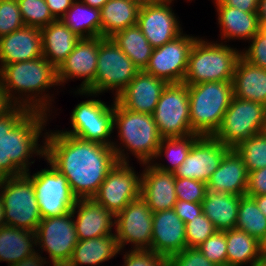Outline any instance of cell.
I'll use <instances>...</instances> for the list:
<instances>
[{"instance_id": "cell-1", "label": "cell", "mask_w": 266, "mask_h": 266, "mask_svg": "<svg viewBox=\"0 0 266 266\" xmlns=\"http://www.w3.org/2000/svg\"><path fill=\"white\" fill-rule=\"evenodd\" d=\"M43 138L44 160L66 177L77 199L93 198L118 162L112 146L85 141L61 130L46 131Z\"/></svg>"}, {"instance_id": "cell-2", "label": "cell", "mask_w": 266, "mask_h": 266, "mask_svg": "<svg viewBox=\"0 0 266 266\" xmlns=\"http://www.w3.org/2000/svg\"><path fill=\"white\" fill-rule=\"evenodd\" d=\"M47 116L50 115L15 106L0 117V165L11 176L28 173L35 162V159L30 162L34 154L44 158V141L41 145L38 140L43 135L49 119Z\"/></svg>"}, {"instance_id": "cell-3", "label": "cell", "mask_w": 266, "mask_h": 266, "mask_svg": "<svg viewBox=\"0 0 266 266\" xmlns=\"http://www.w3.org/2000/svg\"><path fill=\"white\" fill-rule=\"evenodd\" d=\"M0 82L16 106H23L48 115L50 111L52 113L50 106L54 99L45 92L59 85L56 69L45 57L3 66L0 69Z\"/></svg>"}, {"instance_id": "cell-4", "label": "cell", "mask_w": 266, "mask_h": 266, "mask_svg": "<svg viewBox=\"0 0 266 266\" xmlns=\"http://www.w3.org/2000/svg\"><path fill=\"white\" fill-rule=\"evenodd\" d=\"M113 128L118 129L117 137L122 142L120 146L116 142L112 145L118 162L130 163L129 153L134 155L140 164L155 161L162 137L152 114L125 109L114 98ZM122 146L125 149H122ZM125 150L130 152L125 153Z\"/></svg>"}, {"instance_id": "cell-5", "label": "cell", "mask_w": 266, "mask_h": 266, "mask_svg": "<svg viewBox=\"0 0 266 266\" xmlns=\"http://www.w3.org/2000/svg\"><path fill=\"white\" fill-rule=\"evenodd\" d=\"M241 50L197 38L190 50L187 71L183 80L186 85L203 82L232 81Z\"/></svg>"}, {"instance_id": "cell-6", "label": "cell", "mask_w": 266, "mask_h": 266, "mask_svg": "<svg viewBox=\"0 0 266 266\" xmlns=\"http://www.w3.org/2000/svg\"><path fill=\"white\" fill-rule=\"evenodd\" d=\"M190 126L199 136H213L233 97L232 81L188 85Z\"/></svg>"}, {"instance_id": "cell-7", "label": "cell", "mask_w": 266, "mask_h": 266, "mask_svg": "<svg viewBox=\"0 0 266 266\" xmlns=\"http://www.w3.org/2000/svg\"><path fill=\"white\" fill-rule=\"evenodd\" d=\"M138 71L139 69L111 37H102L99 41L95 80L85 91L77 90L74 93L96 97L108 90H115L116 97Z\"/></svg>"}, {"instance_id": "cell-8", "label": "cell", "mask_w": 266, "mask_h": 266, "mask_svg": "<svg viewBox=\"0 0 266 266\" xmlns=\"http://www.w3.org/2000/svg\"><path fill=\"white\" fill-rule=\"evenodd\" d=\"M5 225L36 232L42 217L33 182L25 175L12 176L0 183Z\"/></svg>"}, {"instance_id": "cell-9", "label": "cell", "mask_w": 266, "mask_h": 266, "mask_svg": "<svg viewBox=\"0 0 266 266\" xmlns=\"http://www.w3.org/2000/svg\"><path fill=\"white\" fill-rule=\"evenodd\" d=\"M265 122L266 106L233 96L213 137L233 149L242 140L262 133Z\"/></svg>"}, {"instance_id": "cell-10", "label": "cell", "mask_w": 266, "mask_h": 266, "mask_svg": "<svg viewBox=\"0 0 266 266\" xmlns=\"http://www.w3.org/2000/svg\"><path fill=\"white\" fill-rule=\"evenodd\" d=\"M189 92L185 83H168L153 115L162 138L195 134L190 126Z\"/></svg>"}, {"instance_id": "cell-11", "label": "cell", "mask_w": 266, "mask_h": 266, "mask_svg": "<svg viewBox=\"0 0 266 266\" xmlns=\"http://www.w3.org/2000/svg\"><path fill=\"white\" fill-rule=\"evenodd\" d=\"M107 105L99 99L82 101L75 106L71 114L73 129L61 132L80 138L85 141L112 146L111 134L114 132L113 115L114 101ZM110 137V139L108 138Z\"/></svg>"}, {"instance_id": "cell-12", "label": "cell", "mask_w": 266, "mask_h": 266, "mask_svg": "<svg viewBox=\"0 0 266 266\" xmlns=\"http://www.w3.org/2000/svg\"><path fill=\"white\" fill-rule=\"evenodd\" d=\"M49 167L33 175L31 172L25 174L33 182L42 218L62 216L71 212L77 200L66 177L50 163Z\"/></svg>"}, {"instance_id": "cell-13", "label": "cell", "mask_w": 266, "mask_h": 266, "mask_svg": "<svg viewBox=\"0 0 266 266\" xmlns=\"http://www.w3.org/2000/svg\"><path fill=\"white\" fill-rule=\"evenodd\" d=\"M36 245L48 253L49 266H66L73 254L78 237L74 216L68 212L62 216L42 218L36 230Z\"/></svg>"}, {"instance_id": "cell-14", "label": "cell", "mask_w": 266, "mask_h": 266, "mask_svg": "<svg viewBox=\"0 0 266 266\" xmlns=\"http://www.w3.org/2000/svg\"><path fill=\"white\" fill-rule=\"evenodd\" d=\"M115 236L120 251L127 243L132 250H150L152 243L153 212L139 196L115 215Z\"/></svg>"}, {"instance_id": "cell-15", "label": "cell", "mask_w": 266, "mask_h": 266, "mask_svg": "<svg viewBox=\"0 0 266 266\" xmlns=\"http://www.w3.org/2000/svg\"><path fill=\"white\" fill-rule=\"evenodd\" d=\"M141 175L129 163L117 162L108 172L93 199L117 215L140 196Z\"/></svg>"}, {"instance_id": "cell-16", "label": "cell", "mask_w": 266, "mask_h": 266, "mask_svg": "<svg viewBox=\"0 0 266 266\" xmlns=\"http://www.w3.org/2000/svg\"><path fill=\"white\" fill-rule=\"evenodd\" d=\"M197 38L182 33L161 47L153 49L145 71L167 83H183L189 53Z\"/></svg>"}, {"instance_id": "cell-17", "label": "cell", "mask_w": 266, "mask_h": 266, "mask_svg": "<svg viewBox=\"0 0 266 266\" xmlns=\"http://www.w3.org/2000/svg\"><path fill=\"white\" fill-rule=\"evenodd\" d=\"M229 150V147L213 136H199L194 141L186 159L174 171V175L207 184Z\"/></svg>"}, {"instance_id": "cell-18", "label": "cell", "mask_w": 266, "mask_h": 266, "mask_svg": "<svg viewBox=\"0 0 266 266\" xmlns=\"http://www.w3.org/2000/svg\"><path fill=\"white\" fill-rule=\"evenodd\" d=\"M172 1L174 0L140 6L137 26L154 49L183 33L180 21L172 9Z\"/></svg>"}, {"instance_id": "cell-19", "label": "cell", "mask_w": 266, "mask_h": 266, "mask_svg": "<svg viewBox=\"0 0 266 266\" xmlns=\"http://www.w3.org/2000/svg\"><path fill=\"white\" fill-rule=\"evenodd\" d=\"M102 37L80 38L73 51L56 69L57 84L63 86L73 78L84 79L79 91H85L95 80L99 41Z\"/></svg>"}, {"instance_id": "cell-20", "label": "cell", "mask_w": 266, "mask_h": 266, "mask_svg": "<svg viewBox=\"0 0 266 266\" xmlns=\"http://www.w3.org/2000/svg\"><path fill=\"white\" fill-rule=\"evenodd\" d=\"M167 82L145 70H139L115 100L125 109L153 114Z\"/></svg>"}, {"instance_id": "cell-21", "label": "cell", "mask_w": 266, "mask_h": 266, "mask_svg": "<svg viewBox=\"0 0 266 266\" xmlns=\"http://www.w3.org/2000/svg\"><path fill=\"white\" fill-rule=\"evenodd\" d=\"M186 246L185 223L173 209L153 212L152 243L150 251L169 258Z\"/></svg>"}, {"instance_id": "cell-22", "label": "cell", "mask_w": 266, "mask_h": 266, "mask_svg": "<svg viewBox=\"0 0 266 266\" xmlns=\"http://www.w3.org/2000/svg\"><path fill=\"white\" fill-rule=\"evenodd\" d=\"M145 165L141 175L140 196L146 201L152 212L173 209L177 196L175 192V175L164 172L151 163Z\"/></svg>"}, {"instance_id": "cell-23", "label": "cell", "mask_w": 266, "mask_h": 266, "mask_svg": "<svg viewBox=\"0 0 266 266\" xmlns=\"http://www.w3.org/2000/svg\"><path fill=\"white\" fill-rule=\"evenodd\" d=\"M72 214L78 240L115 234L112 233V227L115 226V215L93 198L77 199ZM75 214H77L76 218Z\"/></svg>"}, {"instance_id": "cell-24", "label": "cell", "mask_w": 266, "mask_h": 266, "mask_svg": "<svg viewBox=\"0 0 266 266\" xmlns=\"http://www.w3.org/2000/svg\"><path fill=\"white\" fill-rule=\"evenodd\" d=\"M43 56L41 30L23 26L0 38V69L15 62Z\"/></svg>"}, {"instance_id": "cell-25", "label": "cell", "mask_w": 266, "mask_h": 266, "mask_svg": "<svg viewBox=\"0 0 266 266\" xmlns=\"http://www.w3.org/2000/svg\"><path fill=\"white\" fill-rule=\"evenodd\" d=\"M249 172L243 159L234 149L222 158L219 167L207 182V188L231 195H246Z\"/></svg>"}, {"instance_id": "cell-26", "label": "cell", "mask_w": 266, "mask_h": 266, "mask_svg": "<svg viewBox=\"0 0 266 266\" xmlns=\"http://www.w3.org/2000/svg\"><path fill=\"white\" fill-rule=\"evenodd\" d=\"M233 96L266 106V70L248 63L242 57L237 61L233 75Z\"/></svg>"}, {"instance_id": "cell-27", "label": "cell", "mask_w": 266, "mask_h": 266, "mask_svg": "<svg viewBox=\"0 0 266 266\" xmlns=\"http://www.w3.org/2000/svg\"><path fill=\"white\" fill-rule=\"evenodd\" d=\"M40 30L43 57L57 69L73 51L80 37L60 20H55Z\"/></svg>"}, {"instance_id": "cell-28", "label": "cell", "mask_w": 266, "mask_h": 266, "mask_svg": "<svg viewBox=\"0 0 266 266\" xmlns=\"http://www.w3.org/2000/svg\"><path fill=\"white\" fill-rule=\"evenodd\" d=\"M220 25V40H250L260 29L257 12H243L230 6H215ZM222 38V39H221Z\"/></svg>"}, {"instance_id": "cell-29", "label": "cell", "mask_w": 266, "mask_h": 266, "mask_svg": "<svg viewBox=\"0 0 266 266\" xmlns=\"http://www.w3.org/2000/svg\"><path fill=\"white\" fill-rule=\"evenodd\" d=\"M240 196L206 189L202 212L214 224L217 231L235 228L238 218Z\"/></svg>"}, {"instance_id": "cell-30", "label": "cell", "mask_w": 266, "mask_h": 266, "mask_svg": "<svg viewBox=\"0 0 266 266\" xmlns=\"http://www.w3.org/2000/svg\"><path fill=\"white\" fill-rule=\"evenodd\" d=\"M120 252L115 234L79 240L66 266H98L114 258Z\"/></svg>"}, {"instance_id": "cell-31", "label": "cell", "mask_w": 266, "mask_h": 266, "mask_svg": "<svg viewBox=\"0 0 266 266\" xmlns=\"http://www.w3.org/2000/svg\"><path fill=\"white\" fill-rule=\"evenodd\" d=\"M140 4L134 0H108L101 11V37L137 25Z\"/></svg>"}, {"instance_id": "cell-32", "label": "cell", "mask_w": 266, "mask_h": 266, "mask_svg": "<svg viewBox=\"0 0 266 266\" xmlns=\"http://www.w3.org/2000/svg\"><path fill=\"white\" fill-rule=\"evenodd\" d=\"M36 233L11 226H0V262H8V266L18 263L34 254Z\"/></svg>"}, {"instance_id": "cell-33", "label": "cell", "mask_w": 266, "mask_h": 266, "mask_svg": "<svg viewBox=\"0 0 266 266\" xmlns=\"http://www.w3.org/2000/svg\"><path fill=\"white\" fill-rule=\"evenodd\" d=\"M227 243V266H257L264 258L261 242L243 230L233 228L225 231Z\"/></svg>"}, {"instance_id": "cell-34", "label": "cell", "mask_w": 266, "mask_h": 266, "mask_svg": "<svg viewBox=\"0 0 266 266\" xmlns=\"http://www.w3.org/2000/svg\"><path fill=\"white\" fill-rule=\"evenodd\" d=\"M80 38L101 37V11L74 0L72 6L59 19Z\"/></svg>"}, {"instance_id": "cell-35", "label": "cell", "mask_w": 266, "mask_h": 266, "mask_svg": "<svg viewBox=\"0 0 266 266\" xmlns=\"http://www.w3.org/2000/svg\"><path fill=\"white\" fill-rule=\"evenodd\" d=\"M111 38L139 70H145L154 48L137 25L121 30Z\"/></svg>"}, {"instance_id": "cell-36", "label": "cell", "mask_w": 266, "mask_h": 266, "mask_svg": "<svg viewBox=\"0 0 266 266\" xmlns=\"http://www.w3.org/2000/svg\"><path fill=\"white\" fill-rule=\"evenodd\" d=\"M199 137L197 134H191L185 137L162 138L158 147L155 160L163 155L170 161L171 166L158 162L151 164L164 172H173L186 159L194 141Z\"/></svg>"}, {"instance_id": "cell-37", "label": "cell", "mask_w": 266, "mask_h": 266, "mask_svg": "<svg viewBox=\"0 0 266 266\" xmlns=\"http://www.w3.org/2000/svg\"><path fill=\"white\" fill-rule=\"evenodd\" d=\"M235 228L245 231L259 242L266 236V216L260 211L252 197L247 195L240 196Z\"/></svg>"}, {"instance_id": "cell-38", "label": "cell", "mask_w": 266, "mask_h": 266, "mask_svg": "<svg viewBox=\"0 0 266 266\" xmlns=\"http://www.w3.org/2000/svg\"><path fill=\"white\" fill-rule=\"evenodd\" d=\"M233 149L243 159L248 172L266 167V135L263 132L242 140Z\"/></svg>"}, {"instance_id": "cell-39", "label": "cell", "mask_w": 266, "mask_h": 266, "mask_svg": "<svg viewBox=\"0 0 266 266\" xmlns=\"http://www.w3.org/2000/svg\"><path fill=\"white\" fill-rule=\"evenodd\" d=\"M25 26L42 29L56 19L45 0H17Z\"/></svg>"}, {"instance_id": "cell-40", "label": "cell", "mask_w": 266, "mask_h": 266, "mask_svg": "<svg viewBox=\"0 0 266 266\" xmlns=\"http://www.w3.org/2000/svg\"><path fill=\"white\" fill-rule=\"evenodd\" d=\"M216 231L214 224L202 212L185 224L186 246L198 247Z\"/></svg>"}, {"instance_id": "cell-41", "label": "cell", "mask_w": 266, "mask_h": 266, "mask_svg": "<svg viewBox=\"0 0 266 266\" xmlns=\"http://www.w3.org/2000/svg\"><path fill=\"white\" fill-rule=\"evenodd\" d=\"M227 243L225 231H216L197 249L217 266H227Z\"/></svg>"}, {"instance_id": "cell-42", "label": "cell", "mask_w": 266, "mask_h": 266, "mask_svg": "<svg viewBox=\"0 0 266 266\" xmlns=\"http://www.w3.org/2000/svg\"><path fill=\"white\" fill-rule=\"evenodd\" d=\"M25 26L17 0H0V38Z\"/></svg>"}, {"instance_id": "cell-43", "label": "cell", "mask_w": 266, "mask_h": 266, "mask_svg": "<svg viewBox=\"0 0 266 266\" xmlns=\"http://www.w3.org/2000/svg\"><path fill=\"white\" fill-rule=\"evenodd\" d=\"M207 184L190 178L175 177V192L177 200L202 203L205 198Z\"/></svg>"}, {"instance_id": "cell-44", "label": "cell", "mask_w": 266, "mask_h": 266, "mask_svg": "<svg viewBox=\"0 0 266 266\" xmlns=\"http://www.w3.org/2000/svg\"><path fill=\"white\" fill-rule=\"evenodd\" d=\"M249 41L250 46L241 51V57L266 70V30L261 28Z\"/></svg>"}, {"instance_id": "cell-45", "label": "cell", "mask_w": 266, "mask_h": 266, "mask_svg": "<svg viewBox=\"0 0 266 266\" xmlns=\"http://www.w3.org/2000/svg\"><path fill=\"white\" fill-rule=\"evenodd\" d=\"M167 266H217L208 260L197 247L184 248L180 253L167 258Z\"/></svg>"}, {"instance_id": "cell-46", "label": "cell", "mask_w": 266, "mask_h": 266, "mask_svg": "<svg viewBox=\"0 0 266 266\" xmlns=\"http://www.w3.org/2000/svg\"><path fill=\"white\" fill-rule=\"evenodd\" d=\"M123 266H167V258L150 250H129L124 254Z\"/></svg>"}, {"instance_id": "cell-47", "label": "cell", "mask_w": 266, "mask_h": 266, "mask_svg": "<svg viewBox=\"0 0 266 266\" xmlns=\"http://www.w3.org/2000/svg\"><path fill=\"white\" fill-rule=\"evenodd\" d=\"M246 195H266V167L249 172Z\"/></svg>"}, {"instance_id": "cell-48", "label": "cell", "mask_w": 266, "mask_h": 266, "mask_svg": "<svg viewBox=\"0 0 266 266\" xmlns=\"http://www.w3.org/2000/svg\"><path fill=\"white\" fill-rule=\"evenodd\" d=\"M173 210L179 218L186 224L202 213V203L187 202L185 200H177Z\"/></svg>"}, {"instance_id": "cell-49", "label": "cell", "mask_w": 266, "mask_h": 266, "mask_svg": "<svg viewBox=\"0 0 266 266\" xmlns=\"http://www.w3.org/2000/svg\"><path fill=\"white\" fill-rule=\"evenodd\" d=\"M215 6H230L243 12H257L259 0H213Z\"/></svg>"}, {"instance_id": "cell-50", "label": "cell", "mask_w": 266, "mask_h": 266, "mask_svg": "<svg viewBox=\"0 0 266 266\" xmlns=\"http://www.w3.org/2000/svg\"><path fill=\"white\" fill-rule=\"evenodd\" d=\"M74 0H45L52 16L59 20L72 6Z\"/></svg>"}, {"instance_id": "cell-51", "label": "cell", "mask_w": 266, "mask_h": 266, "mask_svg": "<svg viewBox=\"0 0 266 266\" xmlns=\"http://www.w3.org/2000/svg\"><path fill=\"white\" fill-rule=\"evenodd\" d=\"M37 251L30 255L29 257L24 258L23 260L19 261L18 263L12 264L10 266H44L45 264L48 265V261L41 256ZM46 265V266H47Z\"/></svg>"}, {"instance_id": "cell-52", "label": "cell", "mask_w": 266, "mask_h": 266, "mask_svg": "<svg viewBox=\"0 0 266 266\" xmlns=\"http://www.w3.org/2000/svg\"><path fill=\"white\" fill-rule=\"evenodd\" d=\"M15 106L0 82V117L10 112Z\"/></svg>"}, {"instance_id": "cell-53", "label": "cell", "mask_w": 266, "mask_h": 266, "mask_svg": "<svg viewBox=\"0 0 266 266\" xmlns=\"http://www.w3.org/2000/svg\"><path fill=\"white\" fill-rule=\"evenodd\" d=\"M257 16L261 28H263L266 25V0H259L257 8Z\"/></svg>"}, {"instance_id": "cell-54", "label": "cell", "mask_w": 266, "mask_h": 266, "mask_svg": "<svg viewBox=\"0 0 266 266\" xmlns=\"http://www.w3.org/2000/svg\"><path fill=\"white\" fill-rule=\"evenodd\" d=\"M256 203L260 211L266 216V195H258L252 197Z\"/></svg>"}, {"instance_id": "cell-55", "label": "cell", "mask_w": 266, "mask_h": 266, "mask_svg": "<svg viewBox=\"0 0 266 266\" xmlns=\"http://www.w3.org/2000/svg\"><path fill=\"white\" fill-rule=\"evenodd\" d=\"M90 7L101 9L108 0H81Z\"/></svg>"}, {"instance_id": "cell-56", "label": "cell", "mask_w": 266, "mask_h": 266, "mask_svg": "<svg viewBox=\"0 0 266 266\" xmlns=\"http://www.w3.org/2000/svg\"><path fill=\"white\" fill-rule=\"evenodd\" d=\"M9 177L12 176L0 165V183L5 181Z\"/></svg>"}, {"instance_id": "cell-57", "label": "cell", "mask_w": 266, "mask_h": 266, "mask_svg": "<svg viewBox=\"0 0 266 266\" xmlns=\"http://www.w3.org/2000/svg\"><path fill=\"white\" fill-rule=\"evenodd\" d=\"M4 225H5L4 206H3L2 199L0 197V226H4Z\"/></svg>"}, {"instance_id": "cell-58", "label": "cell", "mask_w": 266, "mask_h": 266, "mask_svg": "<svg viewBox=\"0 0 266 266\" xmlns=\"http://www.w3.org/2000/svg\"><path fill=\"white\" fill-rule=\"evenodd\" d=\"M140 5L166 2L168 0H134Z\"/></svg>"}, {"instance_id": "cell-59", "label": "cell", "mask_w": 266, "mask_h": 266, "mask_svg": "<svg viewBox=\"0 0 266 266\" xmlns=\"http://www.w3.org/2000/svg\"><path fill=\"white\" fill-rule=\"evenodd\" d=\"M261 253L264 259H266V236L261 241Z\"/></svg>"}, {"instance_id": "cell-60", "label": "cell", "mask_w": 266, "mask_h": 266, "mask_svg": "<svg viewBox=\"0 0 266 266\" xmlns=\"http://www.w3.org/2000/svg\"><path fill=\"white\" fill-rule=\"evenodd\" d=\"M257 266H266V259H264L260 264H258Z\"/></svg>"}, {"instance_id": "cell-61", "label": "cell", "mask_w": 266, "mask_h": 266, "mask_svg": "<svg viewBox=\"0 0 266 266\" xmlns=\"http://www.w3.org/2000/svg\"><path fill=\"white\" fill-rule=\"evenodd\" d=\"M263 133L266 135V122H265V124H264Z\"/></svg>"}]
</instances>
